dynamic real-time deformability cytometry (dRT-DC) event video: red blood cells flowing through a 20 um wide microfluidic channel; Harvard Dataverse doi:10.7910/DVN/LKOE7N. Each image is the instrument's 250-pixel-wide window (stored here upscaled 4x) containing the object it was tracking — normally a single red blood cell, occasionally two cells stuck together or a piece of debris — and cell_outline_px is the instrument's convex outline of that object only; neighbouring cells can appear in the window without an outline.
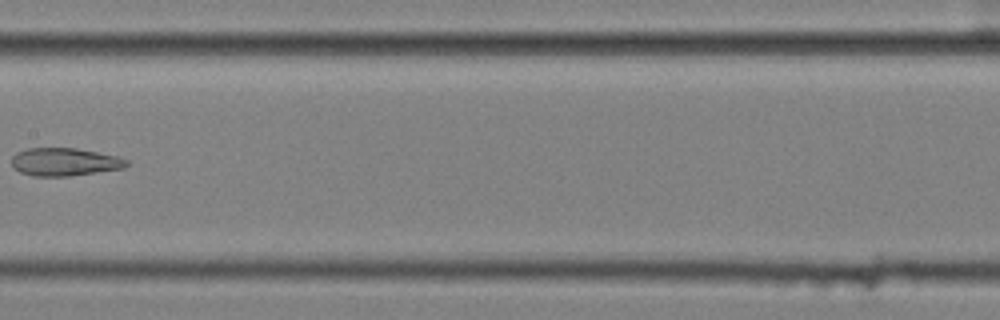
{"species": "common noctule bat (a hibernating species)", "species_latin": "Nyctalus noctula", "temperature_condition": "cold", "stored_images_in_passage": 8, "camera_frame_rate_fps": 3000, "um_per_image_px": 0.085, "animal": {"sex": "female", "body_mass_g": 25.1}, "frame": {"image": 1, "passage_image": 7, "time_ms": 2.0, "image_size_px": [1000, 320], "cell_outline_px": [[132, 164], [124, 168], [68, 176], [32, 176], [20, 172], [12, 168], [12, 156], [16, 152], [28, 148], [76, 148], [120, 156], [128, 160]], "centroid_in_image_um": [5.51, 13.76], "position_along_channel_um": 201.9, "area_um2": 18.96}}
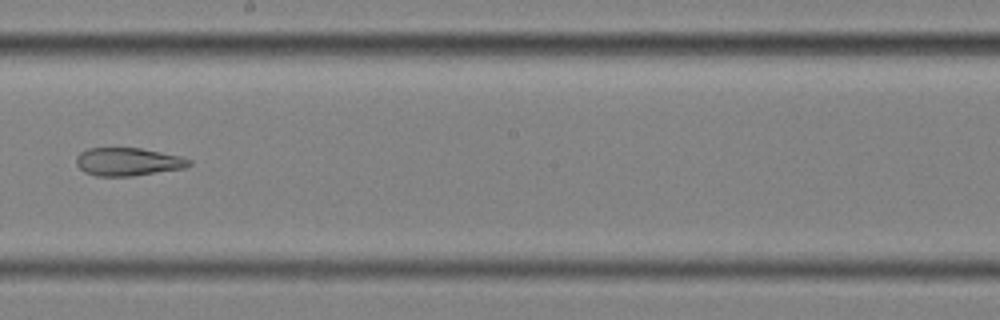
{"frame": {"image": 2, "passage_image": 8, "time_ms": 2.333, "image_size_px": [1000, 320], "cell_outline_px": [[192, 164], [184, 168], [132, 176], [96, 176], [84, 172], [76, 164], [76, 156], [80, 152], [88, 148], [140, 148], [180, 156], [192, 160]], "centroid_in_image_um": [10.86, 13.75], "position_along_channel_um": 237.3, "area_um2": 18.44}}